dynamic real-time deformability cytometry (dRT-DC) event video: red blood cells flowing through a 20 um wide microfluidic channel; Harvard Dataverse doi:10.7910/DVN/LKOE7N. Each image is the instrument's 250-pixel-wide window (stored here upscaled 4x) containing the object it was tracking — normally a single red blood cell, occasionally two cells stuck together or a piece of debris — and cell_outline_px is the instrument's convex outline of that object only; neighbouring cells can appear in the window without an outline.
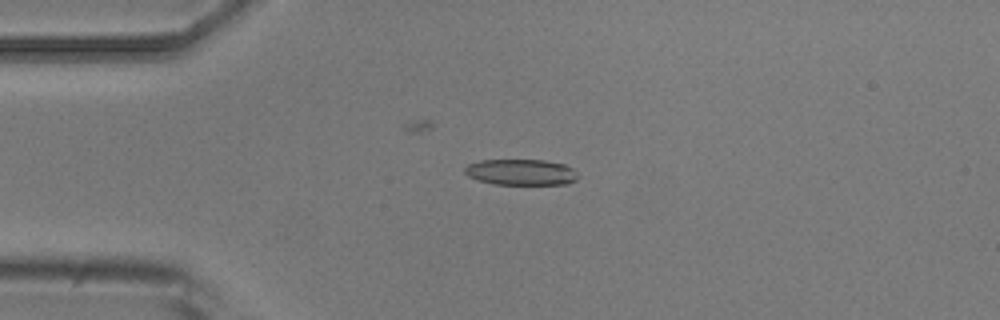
{"species": "common noctule bat (a hibernating species)", "species_latin": "Nyctalus noctula", "temperature_condition": "room temperature", "stored_images_in_passage": 3, "camera_frame_rate_fps": 3000, "um_per_image_px": 0.085, "animal": {"sex": "male", "body_mass_g": 20.5, "forearm_length_mm": 52.5}, "frame": {"image": 1, "passage_image": 3, "time_ms": 2.333, "image_size_px": [1000, 320], "cell_outline_px": [[576, 180], [568, 184], [496, 184], [480, 180], [468, 176], [464, 172], [464, 168], [468, 164], [480, 160], [544, 160], [564, 164], [572, 168], [576, 172]], "centroid_in_image_um": [44.28, 14.63], "position_along_channel_um": 40.7, "area_um2": 16.99}}